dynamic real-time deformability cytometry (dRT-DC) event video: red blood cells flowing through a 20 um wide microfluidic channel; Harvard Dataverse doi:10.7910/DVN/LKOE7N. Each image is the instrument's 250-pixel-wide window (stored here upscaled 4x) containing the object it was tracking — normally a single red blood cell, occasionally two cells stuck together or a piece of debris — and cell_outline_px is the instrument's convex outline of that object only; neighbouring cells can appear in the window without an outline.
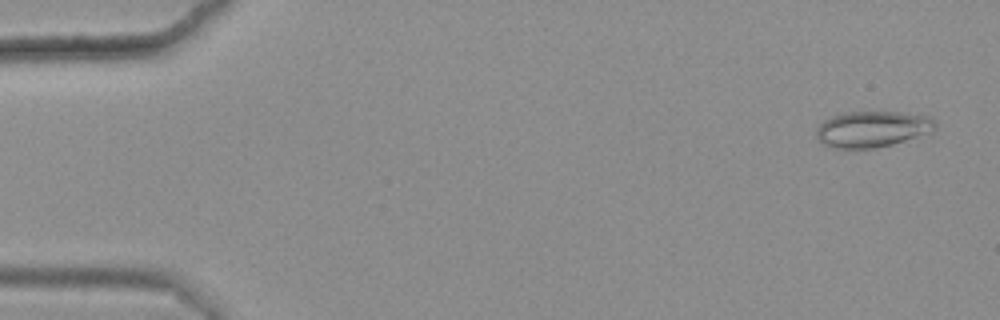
{"species": "common noctule bat (a hibernating species)", "species_latin": "Nyctalus noctula", "temperature_condition": "warm", "stored_images_in_passage": 50, "camera_frame_rate_fps": 3000, "um_per_image_px": 0.085, "animal": {"sex": "female", "body_mass_g": 25.1}, "frame": {"image": 1, "passage_image": 3, "time_ms": 0.667, "image_size_px": [1000, 320], "cell_outline_px": [[936, 128], [932, 132], [892, 144], [876, 148], [832, 148], [824, 144], [816, 136], [816, 128], [824, 120], [832, 116], [844, 112], [900, 112], [928, 116], [936, 124]], "centroid_in_image_um": [74.13, 10.97], "position_along_channel_um": 10.9, "area_um2": 24.91}}
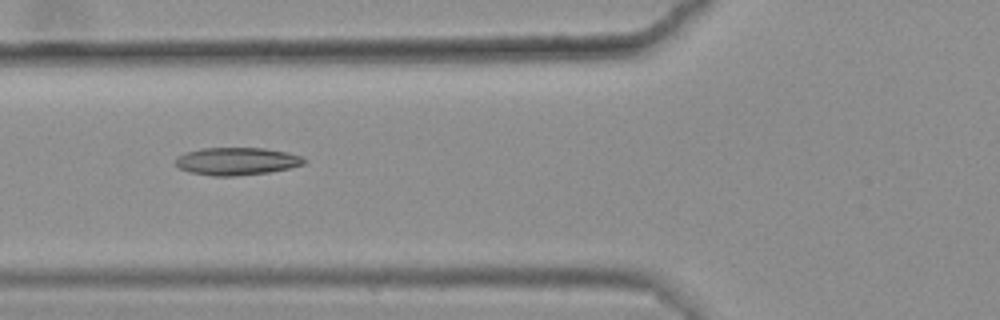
{"frame": {"image": 2, "passage_image": 22, "time_ms": 7.0, "image_size_px": [1000, 320], "cell_outline_px": [[308, 160], [304, 164], [288, 168], [268, 172], [236, 176], [212, 176], [188, 172], [180, 168], [176, 164], [176, 156], [184, 152], [200, 148], [264, 148], [288, 152], [300, 156]], "centroid_in_image_um": [20.1, 13.7], "position_along_channel_um": 105.7, "area_um2": 20.81}}
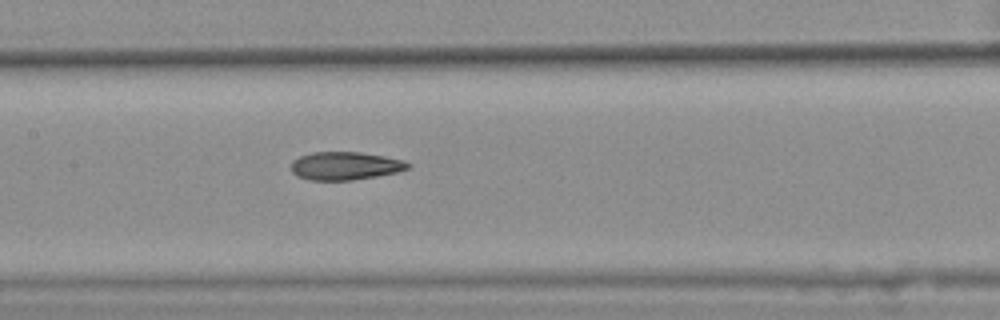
{"frame": {"image": 3, "passage_image": 28, "time_ms": 9.0, "image_size_px": [1000, 320], "cell_outline_px": [[412, 164], [408, 168], [396, 172], [376, 176], [352, 180], [308, 180], [296, 176], [292, 172], [292, 160], [300, 156], [312, 152], [360, 152], [384, 156], [404, 160]], "centroid_in_image_um": [29.32, 14.09], "position_along_channel_um": 178.1, "area_um2": 19.13}, "authors_computed_cell_mechanics": {"area_um2": 19.7965, "velocity_mm_per_s": 3.6079, "shape_relaxation_time_tau1_ms": null, "shape_relaxation_time_tau2_ms": 3.0658, "deformation_change_tau1": null, "deformation_change_tau2": 0.1162}}